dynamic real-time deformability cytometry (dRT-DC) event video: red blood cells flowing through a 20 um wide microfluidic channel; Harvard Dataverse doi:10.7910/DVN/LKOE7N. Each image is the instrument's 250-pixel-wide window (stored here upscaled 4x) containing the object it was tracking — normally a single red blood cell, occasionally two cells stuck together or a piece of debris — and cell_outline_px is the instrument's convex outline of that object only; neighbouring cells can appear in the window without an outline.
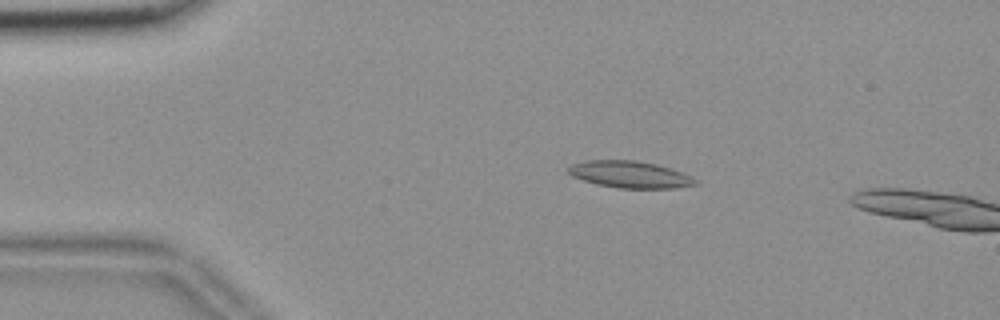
{"species": "common noctule bat (a hibernating species)", "species_latin": "Nyctalus noctula", "temperature_condition": "room temperature", "stored_images_in_passage": 13, "camera_frame_rate_fps": 3000, "um_per_image_px": 0.085, "animal": {"sex": "female", "body_mass_g": 18.4}, "frame": {"image": 1, "passage_image": 10, "time_ms": 3.0, "image_size_px": [1000, 320], "cell_outline_px": [[696, 184], [672, 188], [616, 188], [596, 184], [572, 176], [568, 172], [568, 168], [572, 164], [588, 160], [636, 160], [656, 164], [672, 168], [692, 176], [696, 180]], "centroid_in_image_um": [53.54, 14.82], "position_along_channel_um": 31.5, "area_um2": 19.83}}